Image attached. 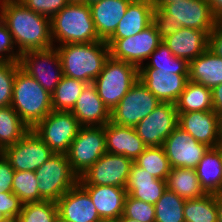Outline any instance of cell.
<instances>
[{
	"mask_svg": "<svg viewBox=\"0 0 222 222\" xmlns=\"http://www.w3.org/2000/svg\"><path fill=\"white\" fill-rule=\"evenodd\" d=\"M38 182L34 171H15L12 192L23 204L44 201L38 191Z\"/></svg>",
	"mask_w": 222,
	"mask_h": 222,
	"instance_id": "8d00e7d4",
	"label": "cell"
},
{
	"mask_svg": "<svg viewBox=\"0 0 222 222\" xmlns=\"http://www.w3.org/2000/svg\"><path fill=\"white\" fill-rule=\"evenodd\" d=\"M53 46L101 41L92 19L90 5L68 4L51 18Z\"/></svg>",
	"mask_w": 222,
	"mask_h": 222,
	"instance_id": "5b68a950",
	"label": "cell"
},
{
	"mask_svg": "<svg viewBox=\"0 0 222 222\" xmlns=\"http://www.w3.org/2000/svg\"><path fill=\"white\" fill-rule=\"evenodd\" d=\"M70 5H84L86 4V0H66Z\"/></svg>",
	"mask_w": 222,
	"mask_h": 222,
	"instance_id": "681fc988",
	"label": "cell"
},
{
	"mask_svg": "<svg viewBox=\"0 0 222 222\" xmlns=\"http://www.w3.org/2000/svg\"><path fill=\"white\" fill-rule=\"evenodd\" d=\"M220 124H221V137H222V115L220 116Z\"/></svg>",
	"mask_w": 222,
	"mask_h": 222,
	"instance_id": "6f0895ef",
	"label": "cell"
},
{
	"mask_svg": "<svg viewBox=\"0 0 222 222\" xmlns=\"http://www.w3.org/2000/svg\"><path fill=\"white\" fill-rule=\"evenodd\" d=\"M132 0H101L90 5L98 37L106 41L116 30Z\"/></svg>",
	"mask_w": 222,
	"mask_h": 222,
	"instance_id": "d4e9b609",
	"label": "cell"
},
{
	"mask_svg": "<svg viewBox=\"0 0 222 222\" xmlns=\"http://www.w3.org/2000/svg\"><path fill=\"white\" fill-rule=\"evenodd\" d=\"M60 56L63 75L87 84L101 73L110 56L109 46L104 40L92 43H68L56 46Z\"/></svg>",
	"mask_w": 222,
	"mask_h": 222,
	"instance_id": "3957f363",
	"label": "cell"
},
{
	"mask_svg": "<svg viewBox=\"0 0 222 222\" xmlns=\"http://www.w3.org/2000/svg\"><path fill=\"white\" fill-rule=\"evenodd\" d=\"M12 108L32 130L52 109V95L19 69L13 84Z\"/></svg>",
	"mask_w": 222,
	"mask_h": 222,
	"instance_id": "277c9868",
	"label": "cell"
},
{
	"mask_svg": "<svg viewBox=\"0 0 222 222\" xmlns=\"http://www.w3.org/2000/svg\"><path fill=\"white\" fill-rule=\"evenodd\" d=\"M153 0H132L115 32L108 39H121L138 34L152 24Z\"/></svg>",
	"mask_w": 222,
	"mask_h": 222,
	"instance_id": "cb8c5ba5",
	"label": "cell"
},
{
	"mask_svg": "<svg viewBox=\"0 0 222 222\" xmlns=\"http://www.w3.org/2000/svg\"><path fill=\"white\" fill-rule=\"evenodd\" d=\"M99 222H119V218L101 219Z\"/></svg>",
	"mask_w": 222,
	"mask_h": 222,
	"instance_id": "db71d44e",
	"label": "cell"
},
{
	"mask_svg": "<svg viewBox=\"0 0 222 222\" xmlns=\"http://www.w3.org/2000/svg\"><path fill=\"white\" fill-rule=\"evenodd\" d=\"M109 54L112 58L134 64L138 68L162 42L153 24L136 35L121 39H107Z\"/></svg>",
	"mask_w": 222,
	"mask_h": 222,
	"instance_id": "7c38bea8",
	"label": "cell"
},
{
	"mask_svg": "<svg viewBox=\"0 0 222 222\" xmlns=\"http://www.w3.org/2000/svg\"><path fill=\"white\" fill-rule=\"evenodd\" d=\"M98 1H101V0H86V4L91 5V4L98 2Z\"/></svg>",
	"mask_w": 222,
	"mask_h": 222,
	"instance_id": "11a10c76",
	"label": "cell"
},
{
	"mask_svg": "<svg viewBox=\"0 0 222 222\" xmlns=\"http://www.w3.org/2000/svg\"><path fill=\"white\" fill-rule=\"evenodd\" d=\"M185 199L166 189L154 205L155 222H185Z\"/></svg>",
	"mask_w": 222,
	"mask_h": 222,
	"instance_id": "d590c367",
	"label": "cell"
},
{
	"mask_svg": "<svg viewBox=\"0 0 222 222\" xmlns=\"http://www.w3.org/2000/svg\"><path fill=\"white\" fill-rule=\"evenodd\" d=\"M171 168H193L210 148L199 143L188 132L177 126L163 144Z\"/></svg>",
	"mask_w": 222,
	"mask_h": 222,
	"instance_id": "2e32d148",
	"label": "cell"
},
{
	"mask_svg": "<svg viewBox=\"0 0 222 222\" xmlns=\"http://www.w3.org/2000/svg\"><path fill=\"white\" fill-rule=\"evenodd\" d=\"M22 207V201L13 192L0 193V213L4 217H18Z\"/></svg>",
	"mask_w": 222,
	"mask_h": 222,
	"instance_id": "7bdbcfd3",
	"label": "cell"
},
{
	"mask_svg": "<svg viewBox=\"0 0 222 222\" xmlns=\"http://www.w3.org/2000/svg\"><path fill=\"white\" fill-rule=\"evenodd\" d=\"M189 81L213 88L222 83V58L208 48L189 62Z\"/></svg>",
	"mask_w": 222,
	"mask_h": 222,
	"instance_id": "83f0119b",
	"label": "cell"
},
{
	"mask_svg": "<svg viewBox=\"0 0 222 222\" xmlns=\"http://www.w3.org/2000/svg\"><path fill=\"white\" fill-rule=\"evenodd\" d=\"M20 55L11 33L0 18V62H18Z\"/></svg>",
	"mask_w": 222,
	"mask_h": 222,
	"instance_id": "60d3db41",
	"label": "cell"
},
{
	"mask_svg": "<svg viewBox=\"0 0 222 222\" xmlns=\"http://www.w3.org/2000/svg\"><path fill=\"white\" fill-rule=\"evenodd\" d=\"M104 132L107 152L124 155L133 162L147 147L137 135L134 127L108 122L104 125Z\"/></svg>",
	"mask_w": 222,
	"mask_h": 222,
	"instance_id": "ffe728a7",
	"label": "cell"
},
{
	"mask_svg": "<svg viewBox=\"0 0 222 222\" xmlns=\"http://www.w3.org/2000/svg\"><path fill=\"white\" fill-rule=\"evenodd\" d=\"M18 62L20 69L33 77L50 94L63 76L56 46L26 51L20 55Z\"/></svg>",
	"mask_w": 222,
	"mask_h": 222,
	"instance_id": "30bf717a",
	"label": "cell"
},
{
	"mask_svg": "<svg viewBox=\"0 0 222 222\" xmlns=\"http://www.w3.org/2000/svg\"><path fill=\"white\" fill-rule=\"evenodd\" d=\"M58 216L68 222H99L101 218L88 192L77 183L57 201Z\"/></svg>",
	"mask_w": 222,
	"mask_h": 222,
	"instance_id": "d6986e66",
	"label": "cell"
},
{
	"mask_svg": "<svg viewBox=\"0 0 222 222\" xmlns=\"http://www.w3.org/2000/svg\"><path fill=\"white\" fill-rule=\"evenodd\" d=\"M87 83L62 76L52 95V109L54 111H71Z\"/></svg>",
	"mask_w": 222,
	"mask_h": 222,
	"instance_id": "1f68e13d",
	"label": "cell"
},
{
	"mask_svg": "<svg viewBox=\"0 0 222 222\" xmlns=\"http://www.w3.org/2000/svg\"><path fill=\"white\" fill-rule=\"evenodd\" d=\"M38 191L44 200L57 201L78 183L66 154L54 153L35 171Z\"/></svg>",
	"mask_w": 222,
	"mask_h": 222,
	"instance_id": "52a82bcc",
	"label": "cell"
},
{
	"mask_svg": "<svg viewBox=\"0 0 222 222\" xmlns=\"http://www.w3.org/2000/svg\"><path fill=\"white\" fill-rule=\"evenodd\" d=\"M134 162L155 178L165 181L171 171L163 146L146 147Z\"/></svg>",
	"mask_w": 222,
	"mask_h": 222,
	"instance_id": "e575fe53",
	"label": "cell"
},
{
	"mask_svg": "<svg viewBox=\"0 0 222 222\" xmlns=\"http://www.w3.org/2000/svg\"><path fill=\"white\" fill-rule=\"evenodd\" d=\"M139 68H153L155 71H175V74H189V62L174 56L163 42L150 55L148 61Z\"/></svg>",
	"mask_w": 222,
	"mask_h": 222,
	"instance_id": "d6a6232c",
	"label": "cell"
},
{
	"mask_svg": "<svg viewBox=\"0 0 222 222\" xmlns=\"http://www.w3.org/2000/svg\"><path fill=\"white\" fill-rule=\"evenodd\" d=\"M55 222H68V221L63 220L61 217L58 216Z\"/></svg>",
	"mask_w": 222,
	"mask_h": 222,
	"instance_id": "9f6ffc18",
	"label": "cell"
},
{
	"mask_svg": "<svg viewBox=\"0 0 222 222\" xmlns=\"http://www.w3.org/2000/svg\"><path fill=\"white\" fill-rule=\"evenodd\" d=\"M123 216L139 222H155V207L127 194Z\"/></svg>",
	"mask_w": 222,
	"mask_h": 222,
	"instance_id": "ab89813d",
	"label": "cell"
},
{
	"mask_svg": "<svg viewBox=\"0 0 222 222\" xmlns=\"http://www.w3.org/2000/svg\"><path fill=\"white\" fill-rule=\"evenodd\" d=\"M174 104L178 113L211 111L213 110L211 88L188 81Z\"/></svg>",
	"mask_w": 222,
	"mask_h": 222,
	"instance_id": "f546056e",
	"label": "cell"
},
{
	"mask_svg": "<svg viewBox=\"0 0 222 222\" xmlns=\"http://www.w3.org/2000/svg\"><path fill=\"white\" fill-rule=\"evenodd\" d=\"M217 23L222 22V0H206Z\"/></svg>",
	"mask_w": 222,
	"mask_h": 222,
	"instance_id": "7dc6e473",
	"label": "cell"
},
{
	"mask_svg": "<svg viewBox=\"0 0 222 222\" xmlns=\"http://www.w3.org/2000/svg\"><path fill=\"white\" fill-rule=\"evenodd\" d=\"M154 5L152 24L161 39L173 35L181 27L211 33L217 23L206 0H180Z\"/></svg>",
	"mask_w": 222,
	"mask_h": 222,
	"instance_id": "7a4b0ae2",
	"label": "cell"
},
{
	"mask_svg": "<svg viewBox=\"0 0 222 222\" xmlns=\"http://www.w3.org/2000/svg\"><path fill=\"white\" fill-rule=\"evenodd\" d=\"M1 222H19L18 217H5Z\"/></svg>",
	"mask_w": 222,
	"mask_h": 222,
	"instance_id": "816d5d0a",
	"label": "cell"
},
{
	"mask_svg": "<svg viewBox=\"0 0 222 222\" xmlns=\"http://www.w3.org/2000/svg\"><path fill=\"white\" fill-rule=\"evenodd\" d=\"M208 49L222 58V22L216 23L213 31L208 34Z\"/></svg>",
	"mask_w": 222,
	"mask_h": 222,
	"instance_id": "f6af8a7d",
	"label": "cell"
},
{
	"mask_svg": "<svg viewBox=\"0 0 222 222\" xmlns=\"http://www.w3.org/2000/svg\"><path fill=\"white\" fill-rule=\"evenodd\" d=\"M27 9L51 19L68 5L66 0H18Z\"/></svg>",
	"mask_w": 222,
	"mask_h": 222,
	"instance_id": "b9f144b4",
	"label": "cell"
},
{
	"mask_svg": "<svg viewBox=\"0 0 222 222\" xmlns=\"http://www.w3.org/2000/svg\"><path fill=\"white\" fill-rule=\"evenodd\" d=\"M15 170L0 153V193L12 192V183Z\"/></svg>",
	"mask_w": 222,
	"mask_h": 222,
	"instance_id": "ee69618b",
	"label": "cell"
},
{
	"mask_svg": "<svg viewBox=\"0 0 222 222\" xmlns=\"http://www.w3.org/2000/svg\"><path fill=\"white\" fill-rule=\"evenodd\" d=\"M70 112L81 126H104L110 122V111L99 97L93 83L85 85Z\"/></svg>",
	"mask_w": 222,
	"mask_h": 222,
	"instance_id": "44dd1931",
	"label": "cell"
},
{
	"mask_svg": "<svg viewBox=\"0 0 222 222\" xmlns=\"http://www.w3.org/2000/svg\"><path fill=\"white\" fill-rule=\"evenodd\" d=\"M5 217L0 213V222L4 219Z\"/></svg>",
	"mask_w": 222,
	"mask_h": 222,
	"instance_id": "680465c9",
	"label": "cell"
},
{
	"mask_svg": "<svg viewBox=\"0 0 222 222\" xmlns=\"http://www.w3.org/2000/svg\"><path fill=\"white\" fill-rule=\"evenodd\" d=\"M119 222H139V221L121 215L119 217Z\"/></svg>",
	"mask_w": 222,
	"mask_h": 222,
	"instance_id": "f907efd6",
	"label": "cell"
},
{
	"mask_svg": "<svg viewBox=\"0 0 222 222\" xmlns=\"http://www.w3.org/2000/svg\"><path fill=\"white\" fill-rule=\"evenodd\" d=\"M125 189L131 197L155 205L167 187L165 180L155 178L133 162Z\"/></svg>",
	"mask_w": 222,
	"mask_h": 222,
	"instance_id": "603a6c76",
	"label": "cell"
},
{
	"mask_svg": "<svg viewBox=\"0 0 222 222\" xmlns=\"http://www.w3.org/2000/svg\"><path fill=\"white\" fill-rule=\"evenodd\" d=\"M178 126L210 148L222 145L220 116L214 110L178 113Z\"/></svg>",
	"mask_w": 222,
	"mask_h": 222,
	"instance_id": "e0dca14e",
	"label": "cell"
},
{
	"mask_svg": "<svg viewBox=\"0 0 222 222\" xmlns=\"http://www.w3.org/2000/svg\"><path fill=\"white\" fill-rule=\"evenodd\" d=\"M160 103V100L138 79L118 105L110 112V122L117 125L135 127Z\"/></svg>",
	"mask_w": 222,
	"mask_h": 222,
	"instance_id": "8fae6325",
	"label": "cell"
},
{
	"mask_svg": "<svg viewBox=\"0 0 222 222\" xmlns=\"http://www.w3.org/2000/svg\"><path fill=\"white\" fill-rule=\"evenodd\" d=\"M206 194H219L222 189V145L209 148L195 168Z\"/></svg>",
	"mask_w": 222,
	"mask_h": 222,
	"instance_id": "4316f807",
	"label": "cell"
},
{
	"mask_svg": "<svg viewBox=\"0 0 222 222\" xmlns=\"http://www.w3.org/2000/svg\"><path fill=\"white\" fill-rule=\"evenodd\" d=\"M185 222H217L216 194L187 199L184 204Z\"/></svg>",
	"mask_w": 222,
	"mask_h": 222,
	"instance_id": "836d02e7",
	"label": "cell"
},
{
	"mask_svg": "<svg viewBox=\"0 0 222 222\" xmlns=\"http://www.w3.org/2000/svg\"><path fill=\"white\" fill-rule=\"evenodd\" d=\"M217 222H222V195L216 194Z\"/></svg>",
	"mask_w": 222,
	"mask_h": 222,
	"instance_id": "c3c4849f",
	"label": "cell"
},
{
	"mask_svg": "<svg viewBox=\"0 0 222 222\" xmlns=\"http://www.w3.org/2000/svg\"><path fill=\"white\" fill-rule=\"evenodd\" d=\"M0 18L20 54L53 46L51 19L27 9L20 1L0 0Z\"/></svg>",
	"mask_w": 222,
	"mask_h": 222,
	"instance_id": "6da1fadb",
	"label": "cell"
},
{
	"mask_svg": "<svg viewBox=\"0 0 222 222\" xmlns=\"http://www.w3.org/2000/svg\"><path fill=\"white\" fill-rule=\"evenodd\" d=\"M213 110L219 115H222V83L214 86L212 89Z\"/></svg>",
	"mask_w": 222,
	"mask_h": 222,
	"instance_id": "bcb514c9",
	"label": "cell"
},
{
	"mask_svg": "<svg viewBox=\"0 0 222 222\" xmlns=\"http://www.w3.org/2000/svg\"><path fill=\"white\" fill-rule=\"evenodd\" d=\"M30 130L11 105L0 107V152L17 143Z\"/></svg>",
	"mask_w": 222,
	"mask_h": 222,
	"instance_id": "4dcf8cb0",
	"label": "cell"
},
{
	"mask_svg": "<svg viewBox=\"0 0 222 222\" xmlns=\"http://www.w3.org/2000/svg\"><path fill=\"white\" fill-rule=\"evenodd\" d=\"M80 127L70 111L52 110L32 130L54 153L66 154Z\"/></svg>",
	"mask_w": 222,
	"mask_h": 222,
	"instance_id": "9c48e42d",
	"label": "cell"
},
{
	"mask_svg": "<svg viewBox=\"0 0 222 222\" xmlns=\"http://www.w3.org/2000/svg\"><path fill=\"white\" fill-rule=\"evenodd\" d=\"M178 126V112L175 104L161 102L146 118L134 128L147 147L163 146L166 138Z\"/></svg>",
	"mask_w": 222,
	"mask_h": 222,
	"instance_id": "9a60e30c",
	"label": "cell"
},
{
	"mask_svg": "<svg viewBox=\"0 0 222 222\" xmlns=\"http://www.w3.org/2000/svg\"><path fill=\"white\" fill-rule=\"evenodd\" d=\"M138 79L137 66L109 56L93 84L104 105L111 112Z\"/></svg>",
	"mask_w": 222,
	"mask_h": 222,
	"instance_id": "8992f818",
	"label": "cell"
},
{
	"mask_svg": "<svg viewBox=\"0 0 222 222\" xmlns=\"http://www.w3.org/2000/svg\"><path fill=\"white\" fill-rule=\"evenodd\" d=\"M166 187L185 200L200 198L206 194L193 168H171L166 179Z\"/></svg>",
	"mask_w": 222,
	"mask_h": 222,
	"instance_id": "f1b7e54d",
	"label": "cell"
},
{
	"mask_svg": "<svg viewBox=\"0 0 222 222\" xmlns=\"http://www.w3.org/2000/svg\"><path fill=\"white\" fill-rule=\"evenodd\" d=\"M133 161L124 155L106 152L84 174L80 185L118 186L125 188Z\"/></svg>",
	"mask_w": 222,
	"mask_h": 222,
	"instance_id": "4fadbf2b",
	"label": "cell"
},
{
	"mask_svg": "<svg viewBox=\"0 0 222 222\" xmlns=\"http://www.w3.org/2000/svg\"><path fill=\"white\" fill-rule=\"evenodd\" d=\"M138 77L160 102L171 103L177 101L189 81V74H175V71H155L153 68H138Z\"/></svg>",
	"mask_w": 222,
	"mask_h": 222,
	"instance_id": "ac0fdd59",
	"label": "cell"
},
{
	"mask_svg": "<svg viewBox=\"0 0 222 222\" xmlns=\"http://www.w3.org/2000/svg\"><path fill=\"white\" fill-rule=\"evenodd\" d=\"M57 217V203L52 200L25 203L18 215L19 222H55Z\"/></svg>",
	"mask_w": 222,
	"mask_h": 222,
	"instance_id": "74e56055",
	"label": "cell"
},
{
	"mask_svg": "<svg viewBox=\"0 0 222 222\" xmlns=\"http://www.w3.org/2000/svg\"><path fill=\"white\" fill-rule=\"evenodd\" d=\"M15 171H36L54 152L33 130L0 152Z\"/></svg>",
	"mask_w": 222,
	"mask_h": 222,
	"instance_id": "5bb4252c",
	"label": "cell"
},
{
	"mask_svg": "<svg viewBox=\"0 0 222 222\" xmlns=\"http://www.w3.org/2000/svg\"><path fill=\"white\" fill-rule=\"evenodd\" d=\"M208 34L205 30L181 27L173 35L162 39V42L174 56L190 62L208 48Z\"/></svg>",
	"mask_w": 222,
	"mask_h": 222,
	"instance_id": "7402d4cb",
	"label": "cell"
},
{
	"mask_svg": "<svg viewBox=\"0 0 222 222\" xmlns=\"http://www.w3.org/2000/svg\"><path fill=\"white\" fill-rule=\"evenodd\" d=\"M180 0H153V3H172V2H178Z\"/></svg>",
	"mask_w": 222,
	"mask_h": 222,
	"instance_id": "f5cc1de1",
	"label": "cell"
},
{
	"mask_svg": "<svg viewBox=\"0 0 222 222\" xmlns=\"http://www.w3.org/2000/svg\"><path fill=\"white\" fill-rule=\"evenodd\" d=\"M106 152L104 126H81L66 155L80 177Z\"/></svg>",
	"mask_w": 222,
	"mask_h": 222,
	"instance_id": "ba28073f",
	"label": "cell"
},
{
	"mask_svg": "<svg viewBox=\"0 0 222 222\" xmlns=\"http://www.w3.org/2000/svg\"><path fill=\"white\" fill-rule=\"evenodd\" d=\"M19 62H0V107L11 105L13 84Z\"/></svg>",
	"mask_w": 222,
	"mask_h": 222,
	"instance_id": "f35d334b",
	"label": "cell"
},
{
	"mask_svg": "<svg viewBox=\"0 0 222 222\" xmlns=\"http://www.w3.org/2000/svg\"><path fill=\"white\" fill-rule=\"evenodd\" d=\"M89 194L101 219L123 215L127 191L118 186L81 185Z\"/></svg>",
	"mask_w": 222,
	"mask_h": 222,
	"instance_id": "484cf974",
	"label": "cell"
}]
</instances>
